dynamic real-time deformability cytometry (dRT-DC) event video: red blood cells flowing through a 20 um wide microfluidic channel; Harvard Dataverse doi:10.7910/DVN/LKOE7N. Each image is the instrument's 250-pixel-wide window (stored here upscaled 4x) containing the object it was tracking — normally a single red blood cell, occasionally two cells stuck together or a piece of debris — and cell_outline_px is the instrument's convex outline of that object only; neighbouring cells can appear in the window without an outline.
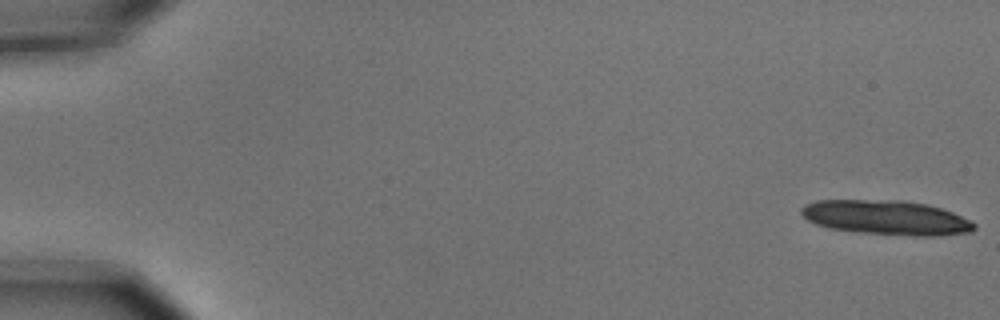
{"species": "common noctule bat (a hibernating species)", "species_latin": "Nyctalus noctula", "temperature_condition": "cold", "stored_images_in_passage": 6, "camera_frame_rate_fps": 3000, "um_per_image_px": 0.085, "animal": {"sex": "male", "body_mass_g": 15.6}, "frame": {"image": 1, "passage_image": 1, "time_ms": 0.0, "image_size_px": [1000, 320], "cell_outline_px": [[976, 228], [972, 232], [940, 236], [912, 236], [860, 232], [828, 228], [816, 224], [808, 220], [800, 212], [800, 208], [804, 204], [816, 200], [904, 200], [928, 204], [952, 212], [976, 224]], "centroid_in_image_um": [75.34, 18.49], "position_along_channel_um": 9.7, "area_um2": 34.97}}